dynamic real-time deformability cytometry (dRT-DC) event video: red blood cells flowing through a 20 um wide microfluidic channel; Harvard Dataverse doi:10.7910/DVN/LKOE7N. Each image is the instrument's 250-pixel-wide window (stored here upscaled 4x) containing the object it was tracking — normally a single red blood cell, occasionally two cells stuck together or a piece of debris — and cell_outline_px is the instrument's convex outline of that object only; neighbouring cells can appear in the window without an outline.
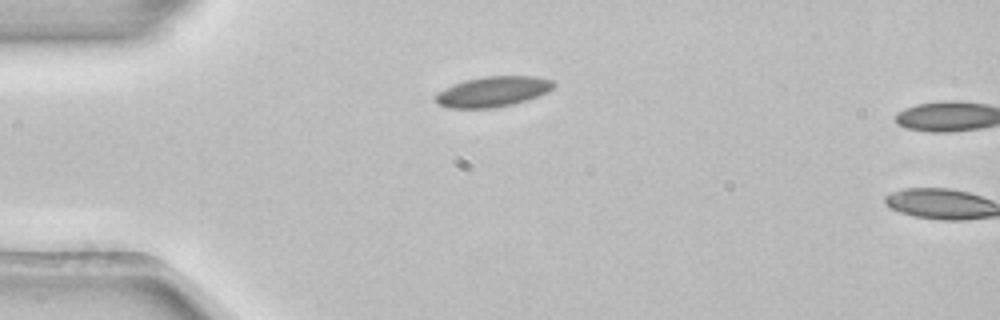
{"species": "common noctule bat (a hibernating species)", "species_latin": "Nyctalus noctula", "temperature_condition": "room temperature", "stored_images_in_passage": 2, "camera_frame_rate_fps": 3000, "um_per_image_px": 0.085, "animal": {"sex": "female", "body_mass_g": 22.7, "forearm_length_mm": 54.2}, "frame": {"image": 1, "passage_image": 1, "time_ms": 0.0, "image_size_px": [1000, 320], "cell_outline_px": [[556, 84], [548, 92], [512, 104], [492, 108], [448, 108], [436, 104], [436, 96], [444, 88], [452, 84], [464, 80], [484, 76], [536, 76], [552, 80]], "centroid_in_image_um": [41.87, 7.78], "position_along_channel_um": 43.1, "area_um2": 20.81}}